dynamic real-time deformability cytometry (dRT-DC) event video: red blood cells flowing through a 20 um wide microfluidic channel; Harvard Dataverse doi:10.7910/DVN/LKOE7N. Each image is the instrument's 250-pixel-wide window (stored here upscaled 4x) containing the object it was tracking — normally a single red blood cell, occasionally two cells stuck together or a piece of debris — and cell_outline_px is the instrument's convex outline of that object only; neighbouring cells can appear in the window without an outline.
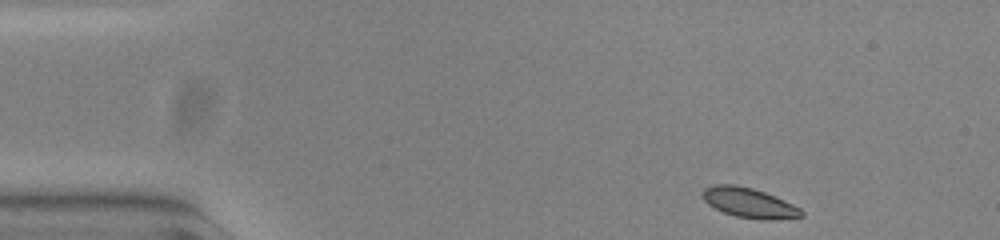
{"species": "common noctule bat (a hibernating species)", "species_latin": "Nyctalus noctula", "temperature_condition": "warm", "stored_images_in_passage": 49, "camera_frame_rate_fps": 3000, "um_per_image_px": 0.085, "animal": {"sex": "female", "body_mass_g": 23.0, "forearm_length_mm": 53.4}, "frame": {"image": 1, "passage_image": 1, "time_ms": 0.0, "image_size_px": [1000, 240], "cell_outline_px": [[804, 216], [772, 220], [760, 220], [736, 216], [724, 212], [708, 204], [704, 200], [704, 188], [716, 184], [732, 184], [752, 188], [764, 192], [784, 200], [800, 208], [804, 212]], "centroid_in_image_um": [63.71, 17.25], "position_along_channel_um": 21.3, "area_um2": 16.99}}
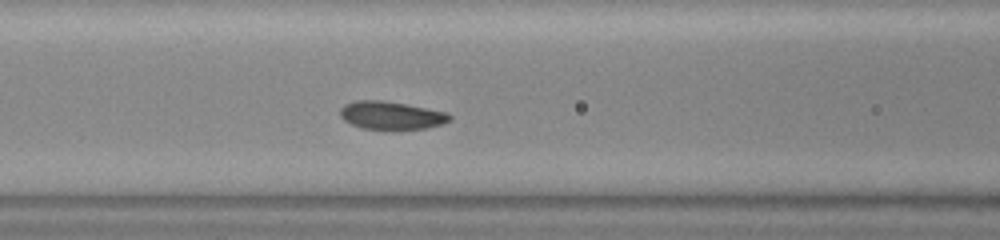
{"frame": {"image": 2, "passage_image": 17, "time_ms": 5.333, "image_size_px": [1000, 240], "cell_outline_px": [[452, 120], [440, 124], [424, 128], [364, 128], [352, 124], [344, 120], [340, 116], [340, 108], [344, 104], [356, 100], [380, 100], [404, 104], [448, 112], [452, 116]], "centroid_in_image_um": [33.24, 9.78], "position_along_channel_um": 133.4, "area_um2": 17.46}}
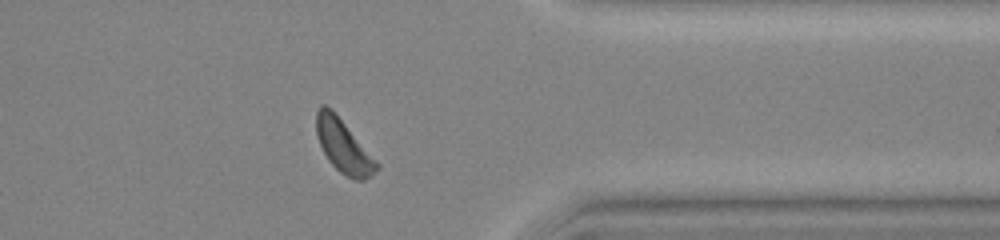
{"frame": {"image": 3, "passage_image": 38, "time_ms": 12.333, "image_size_px": [1000, 240], "cell_outline_px": [[380, 168], [372, 176], [364, 180], [356, 180], [340, 172], [328, 160], [316, 136], [316, 112], [320, 104], [324, 104], [332, 108], [380, 164]], "centroid_in_image_um": [29.2, 12.41], "position_along_channel_um": 382.2, "area_um2": 18.79}}